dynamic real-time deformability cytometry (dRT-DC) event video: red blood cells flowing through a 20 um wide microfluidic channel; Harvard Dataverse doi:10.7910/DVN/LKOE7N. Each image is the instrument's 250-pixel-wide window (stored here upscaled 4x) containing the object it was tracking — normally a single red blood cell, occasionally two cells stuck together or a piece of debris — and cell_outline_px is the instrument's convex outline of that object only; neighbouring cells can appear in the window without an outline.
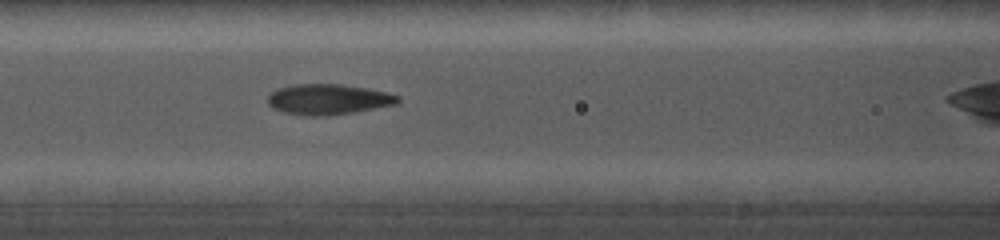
{"species": "common noctule bat (a hibernating species)", "species_latin": "Nyctalus noctula", "temperature_condition": "cold", "stored_images_in_passage": 21, "camera_frame_rate_fps": 5000, "um_per_image_px": 0.085, "animal": {"sex": "female", "body_mass_g": 19.0, "forearm_length_mm": 56.7}, "frame": {"image": 1, "passage_image": 10, "time_ms": 3.0, "image_size_px": [1000, 240], "cell_outline_px": [[400, 100], [396, 104], [356, 112], [328, 116], [304, 116], [284, 112], [272, 108], [268, 104], [268, 96], [276, 88], [292, 84], [340, 84], [368, 88], [388, 92], [400, 96]], "centroid_in_image_um": [27.9, 8.44], "position_along_channel_um": 138.7, "area_um2": 23.47}}